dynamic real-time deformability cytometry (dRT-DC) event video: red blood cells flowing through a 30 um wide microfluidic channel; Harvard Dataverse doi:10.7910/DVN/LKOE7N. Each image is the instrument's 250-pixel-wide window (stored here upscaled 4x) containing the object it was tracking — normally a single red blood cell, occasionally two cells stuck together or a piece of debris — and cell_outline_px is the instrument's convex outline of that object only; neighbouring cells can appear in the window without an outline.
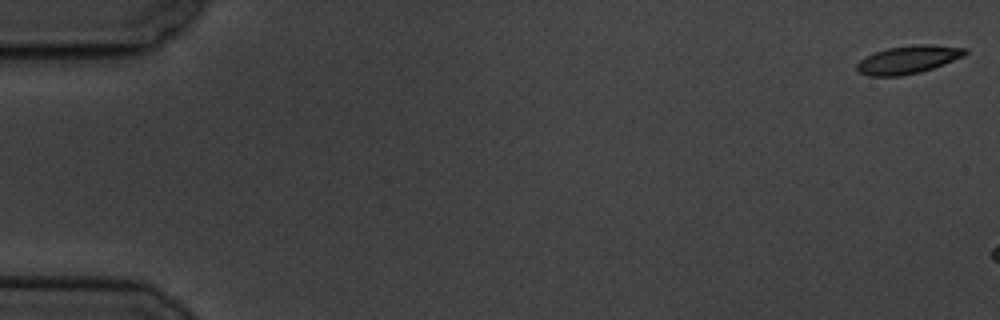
{"species": "common noctule bat (a hibernating species)", "species_latin": "Nyctalus noctula", "temperature_condition": "cold", "stored_images_in_passage": 3, "camera_frame_rate_fps": 3000, "um_per_image_px": 0.085, "animal": {"sex": "male", "body_mass_g": 19.5, "forearm_length_mm": 54.6}, "frame": {"image": 1, "passage_image": 1, "time_ms": 0.0, "image_size_px": [1000, 320], "cell_outline_px": [[968, 52], [964, 56], [944, 64], [920, 72], [900, 76], [868, 76], [860, 72], [856, 68], [856, 64], [860, 60], [876, 52], [888, 48], [912, 44], [928, 44], [968, 48]], "centroid_in_image_um": [77.22, 5.06], "position_along_channel_um": 7.8, "area_um2": 17.63}}